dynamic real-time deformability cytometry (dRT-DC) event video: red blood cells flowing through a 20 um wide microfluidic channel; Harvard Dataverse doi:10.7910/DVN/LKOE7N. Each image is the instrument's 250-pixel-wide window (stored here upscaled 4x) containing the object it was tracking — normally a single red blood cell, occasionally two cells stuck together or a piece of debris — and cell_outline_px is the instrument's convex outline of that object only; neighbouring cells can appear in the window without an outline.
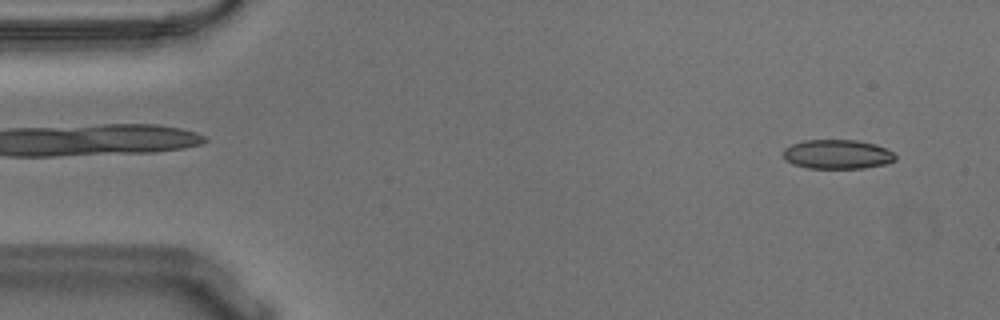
{"species": "Egyptian fruit bat (a non-hibernating species)", "species_latin": "Rousettus aegyptiacus", "temperature_condition": "warm", "stored_images_in_passage": 54, "camera_frame_rate_fps": 3000, "um_per_image_px": 0.085, "animal": {"sex": "male"}, "frame": {"image": 1, "passage_image": 3, "time_ms": 0.667, "image_size_px": [1000, 320], "cell_outline_px": [[896, 160], [884, 164], [864, 168], [808, 168], [792, 164], [784, 160], [784, 148], [792, 144], [804, 140], [856, 140], [876, 144], [892, 152], [896, 156]], "centroid_in_image_um": [71.15, 13.11], "position_along_channel_um": 13.8, "area_um2": 19.13}}
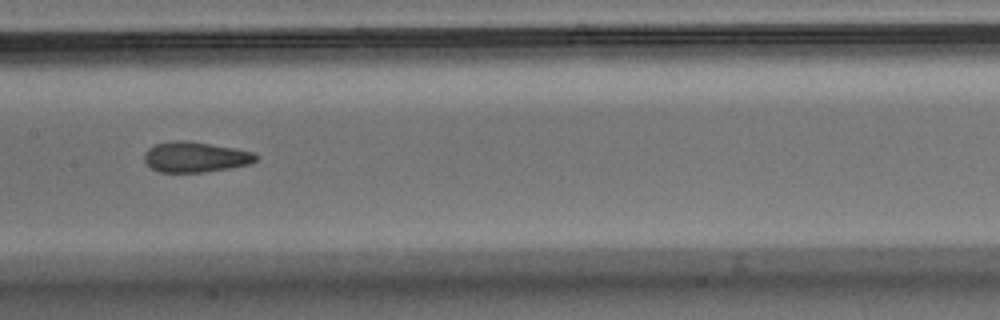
{"frame": {"image": 2, "passage_image": 26, "time_ms": 8.333, "image_size_px": [1000, 320], "cell_outline_px": [[260, 156], [252, 164], [204, 172], [160, 172], [152, 168], [144, 160], [144, 152], [148, 148], [156, 144], [176, 140], [184, 140], [236, 148], [252, 152]], "centroid_in_image_um": [16.62, 13.34], "position_along_channel_um": 190.8, "area_um2": 19.77}}
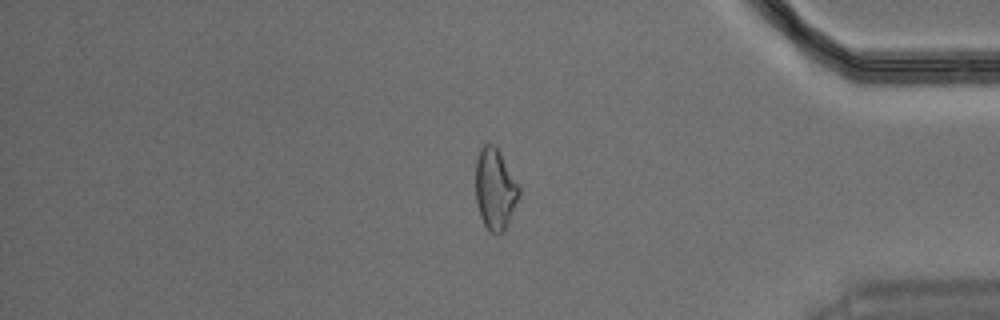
{"frame": {"image": 3, "passage_image": 45, "time_ms": 14.667, "image_size_px": [1000, 320], "cell_outline_px": [[520, 192], [508, 220], [504, 228], [496, 236], [484, 224], [480, 216], [476, 200], [476, 160], [480, 148], [484, 144], [496, 144], [520, 188]], "centroid_in_image_um": [42.05, 16.01], "position_along_channel_um": 393.1, "area_um2": 20.11}}